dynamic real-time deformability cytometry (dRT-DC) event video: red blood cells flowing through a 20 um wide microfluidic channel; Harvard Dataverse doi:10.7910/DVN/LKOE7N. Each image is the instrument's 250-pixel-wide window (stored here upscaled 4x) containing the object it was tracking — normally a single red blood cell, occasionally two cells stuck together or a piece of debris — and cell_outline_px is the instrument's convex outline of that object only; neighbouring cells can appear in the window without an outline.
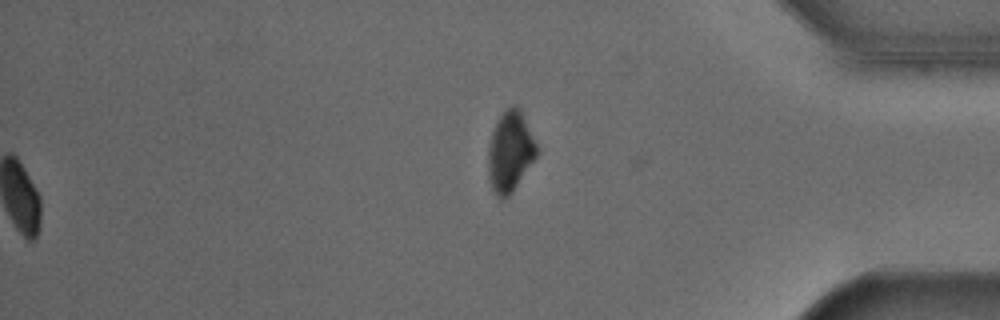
{"species": "Egyptian fruit bat (a non-hibernating species)", "species_latin": "Rousettus aegyptiacus", "temperature_condition": "cold", "stored_images_in_passage": 53, "segment_of_instrument_passage": [2, 2], "camera_frame_rate_fps": 3000, "um_per_image_px": 0.085, "animal": {"sex": "male"}, "frame": {"image": 1, "passage_image": 53, "time_ms": 17.333, "image_size_px": [1000, 320], "cell_outline_px": [[540, 152], [512, 192], [504, 200], [500, 200], [496, 196], [492, 188], [488, 176], [488, 148], [492, 132], [496, 120], [512, 104], [516, 104]], "centroid_in_image_um": [43.34, 12.94], "position_along_channel_um": 391.9, "area_um2": 22.6}}